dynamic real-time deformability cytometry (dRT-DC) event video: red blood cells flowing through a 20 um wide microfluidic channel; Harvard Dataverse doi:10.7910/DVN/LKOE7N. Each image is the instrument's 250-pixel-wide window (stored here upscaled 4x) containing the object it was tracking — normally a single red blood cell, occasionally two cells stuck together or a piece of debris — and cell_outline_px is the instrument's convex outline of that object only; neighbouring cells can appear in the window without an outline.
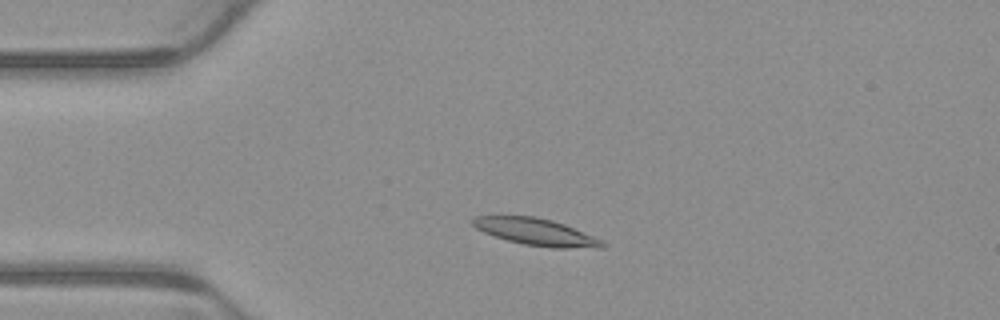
{"species": "common noctule bat (a hibernating species)", "species_latin": "Nyctalus noctula", "temperature_condition": "warm", "stored_images_in_passage": 4, "camera_frame_rate_fps": 3000, "um_per_image_px": 0.085, "animal": {"sex": "male", "body_mass_g": 23.1, "forearm_length_mm": 52.7}, "frame": {"image": 1, "passage_image": 3, "time_ms": 0.667, "image_size_px": [1000, 320], "cell_outline_px": [[608, 244], [604, 248], [552, 248], [524, 244], [508, 240], [484, 232], [476, 228], [472, 224], [472, 216], [536, 216], [552, 220], [564, 224], [604, 240]], "centroid_in_image_um": [45.63, 19.72], "position_along_channel_um": 39.4, "area_um2": 20.4}}